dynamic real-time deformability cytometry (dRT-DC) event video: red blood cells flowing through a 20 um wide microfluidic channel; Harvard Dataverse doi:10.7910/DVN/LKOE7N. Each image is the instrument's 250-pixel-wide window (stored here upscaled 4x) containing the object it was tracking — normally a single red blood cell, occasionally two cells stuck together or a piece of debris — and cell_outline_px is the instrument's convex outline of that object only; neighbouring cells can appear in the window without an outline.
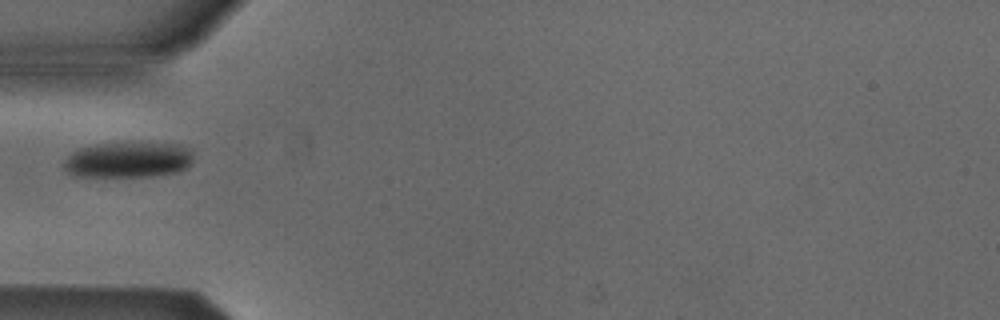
{"species": "Egyptian fruit bat (a non-hibernating species)", "species_latin": "Rousettus aegyptiacus", "temperature_condition": "cold", "stored_images_in_passage": 19, "camera_frame_rate_fps": 3000, "um_per_image_px": 0.085, "animal": {"sex": "male"}, "frame": {"image": 1, "passage_image": 1, "time_ms": 0.0, "image_size_px": [1000, 320], "cell_outline_px": [[192, 160], [188, 168], [176, 172], [152, 176], [72, 176], [64, 168], [64, 160], [72, 152], [80, 148], [96, 144], [180, 144], [192, 148]], "centroid_in_image_um": [10.91, 13.6], "position_along_channel_um": 74.1, "area_um2": 26.7}}
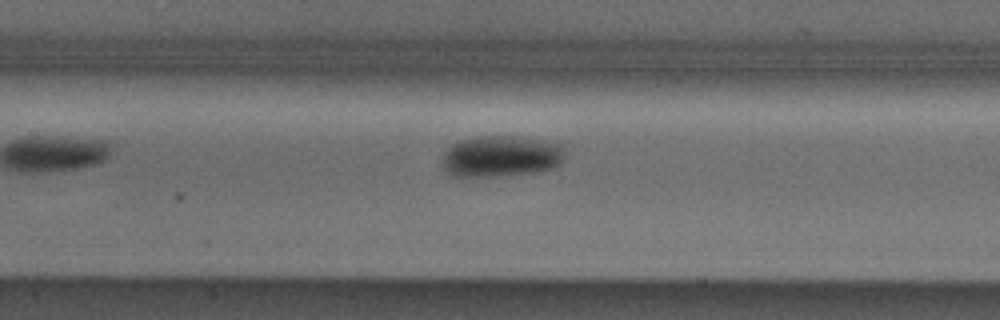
{"frame": {"image": 2, "passage_image": 8, "time_ms": 2.333, "image_size_px": [1000, 320], "cell_outline_px": [[564, 160], [556, 168], [536, 172], [496, 176], [456, 176], [448, 172], [444, 168], [444, 152], [452, 144], [460, 140], [476, 136], [512, 136], [540, 140], [560, 144], [564, 148]], "centroid_in_image_um": [42.62, 13.28], "position_along_channel_um": 164.8, "area_um2": 29.42}}
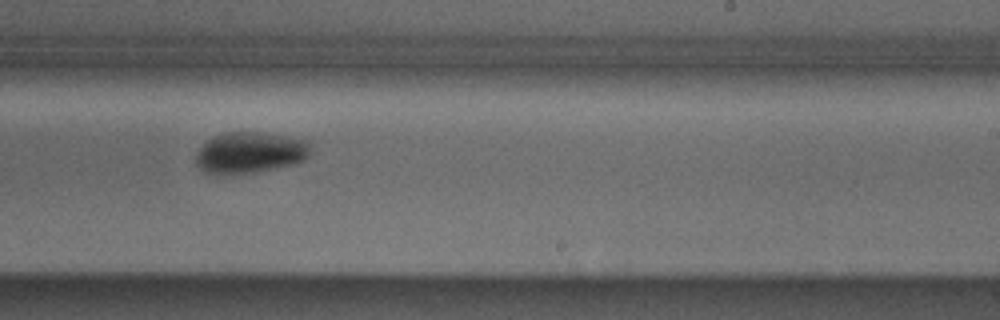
{"frame": {"image": 3, "passage_image": 16, "time_ms": 5.0, "image_size_px": [1000, 320], "cell_outline_px": [[312, 148], [308, 156], [304, 160], [296, 164], [256, 172], [208, 172], [200, 168], [196, 164], [196, 152], [212, 136], [224, 132], [264, 132], [308, 140]], "centroid_in_image_um": [21.31, 12.93], "position_along_channel_um": 267.7, "area_um2": 27.34}}